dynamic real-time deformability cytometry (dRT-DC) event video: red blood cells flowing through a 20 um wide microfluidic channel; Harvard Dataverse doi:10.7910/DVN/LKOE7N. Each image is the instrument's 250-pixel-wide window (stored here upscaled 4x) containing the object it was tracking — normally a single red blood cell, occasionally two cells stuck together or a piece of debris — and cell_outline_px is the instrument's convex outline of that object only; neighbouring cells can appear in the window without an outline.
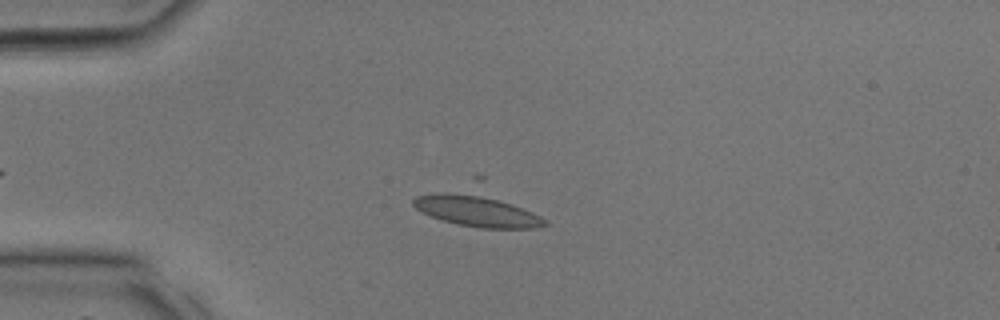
{"species": "common noctule bat (a hibernating species)", "species_latin": "Nyctalus noctula", "temperature_condition": "room temperature", "stored_images_in_passage": 33, "camera_frame_rate_fps": 3000, "um_per_image_px": 0.085, "animal": {"sex": "male", "body_mass_g": 17.9, "forearm_length_mm": 54.2}, "frame": {"image": 1, "passage_image": 9, "time_ms": 2.667, "image_size_px": [1000, 320], "cell_outline_px": [[548, 224], [536, 228], [480, 228], [460, 224], [444, 220], [432, 216], [416, 208], [412, 204], [412, 200], [416, 196], [444, 192], [472, 192], [512, 204], [532, 212], [540, 216]], "centroid_in_image_um": [40.52, 17.92], "position_along_channel_um": 44.5, "area_um2": 23.35}}
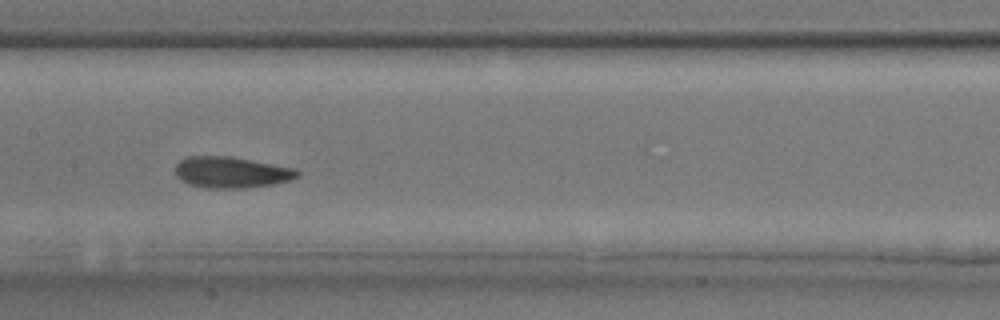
{"frame": {"image": 2, "passage_image": 17, "time_ms": 5.333, "image_size_px": [1000, 320], "cell_outline_px": [[300, 172], [292, 180], [276, 184], [244, 188], [204, 188], [188, 184], [180, 180], [176, 176], [176, 164], [180, 160], [188, 156], [232, 156], [292, 168]], "centroid_in_image_um": [19.63, 14.65], "position_along_channel_um": 187.8, "area_um2": 22.25}}
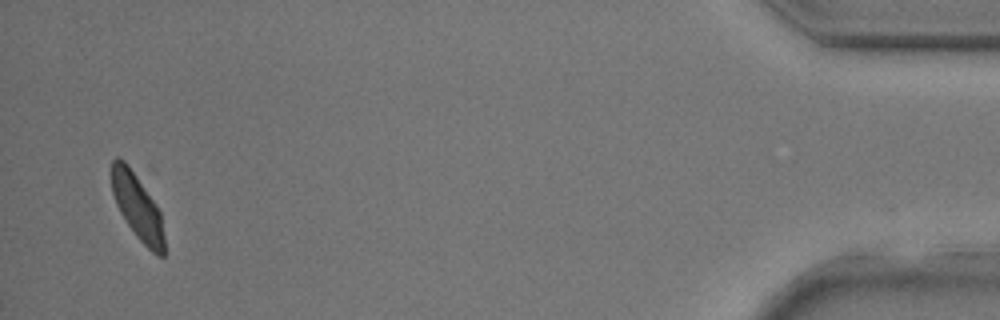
{"frame": {"image": 3, "passage_image": 32, "time_ms": 10.333, "image_size_px": [1000, 320], "cell_outline_px": [[164, 256], [160, 256], [152, 252], [136, 236], [120, 212], [116, 204], [112, 192], [112, 160], [116, 156], [124, 160], [128, 164], [156, 204], [160, 212], [164, 236]], "centroid_in_image_um": [11.68, 17.57], "position_along_channel_um": 423.5, "area_um2": 19.83}}